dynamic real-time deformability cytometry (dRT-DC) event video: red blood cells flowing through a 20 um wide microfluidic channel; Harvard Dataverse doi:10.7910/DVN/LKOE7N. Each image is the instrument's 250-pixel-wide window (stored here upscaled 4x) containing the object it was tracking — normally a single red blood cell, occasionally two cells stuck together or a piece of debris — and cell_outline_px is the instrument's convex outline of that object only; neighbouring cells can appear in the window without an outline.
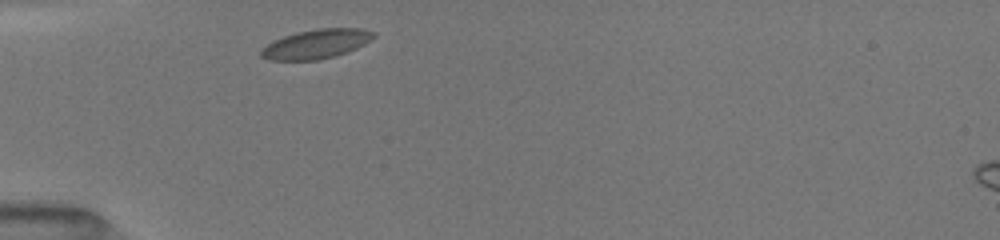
{"species": "common noctule bat (a hibernating species)", "species_latin": "Nyctalus noctula", "temperature_condition": "room temperature", "stored_images_in_passage": 6, "camera_frame_rate_fps": 3000, "um_per_image_px": 0.085, "animal": {"sex": "female", "body_mass_g": 19.5, "forearm_length_mm": 54.1}, "frame": {"image": 1, "passage_image": 1, "time_ms": 0.0, "image_size_px": [1000, 240], "cell_outline_px": [[376, 36], [372, 40], [348, 52], [316, 60], [268, 60], [260, 56], [260, 48], [284, 36], [296, 32], [316, 28], [364, 28], [376, 32]], "centroid_in_image_um": [26.91, 3.72], "position_along_channel_um": 58.1, "area_um2": 19.31}}
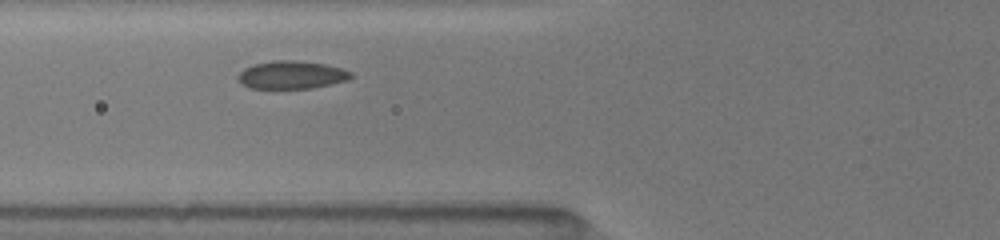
{"frame": {"image": 2, "passage_image": 3, "time_ms": 1.333, "image_size_px": [1000, 240], "cell_outline_px": [[352, 76], [348, 80], [312, 88], [248, 88], [236, 80], [236, 76], [244, 68], [252, 64], [272, 60], [296, 60], [324, 64], [340, 68], [352, 72]], "centroid_in_image_um": [24.72, 6.36], "position_along_channel_um": 101.1, "area_um2": 18.5}}
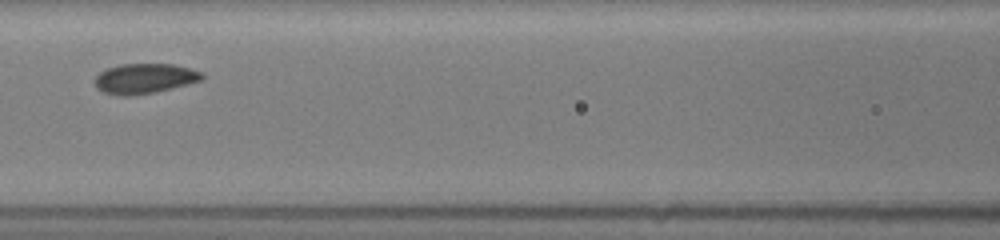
{"frame": {"image": 3, "passage_image": 5, "time_ms": 2.667, "image_size_px": [1000, 240], "cell_outline_px": [[204, 76], [200, 80], [188, 84], [156, 92], [132, 96], [116, 96], [104, 92], [96, 88], [96, 76], [100, 72], [108, 68], [120, 64], [172, 64], [204, 72]], "centroid_in_image_um": [12.28, 6.68], "position_along_channel_um": 154.3, "area_um2": 18.79}}